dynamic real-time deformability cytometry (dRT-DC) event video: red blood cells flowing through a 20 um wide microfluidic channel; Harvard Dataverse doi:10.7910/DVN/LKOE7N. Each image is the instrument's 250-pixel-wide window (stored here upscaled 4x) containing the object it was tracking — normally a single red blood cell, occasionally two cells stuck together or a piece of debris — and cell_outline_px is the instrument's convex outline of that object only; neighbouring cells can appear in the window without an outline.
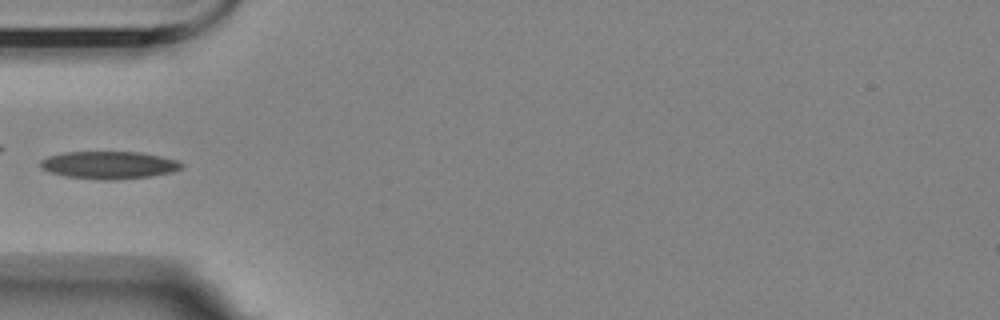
{"species": "Egyptian fruit bat (a non-hibernating species)", "species_latin": "Rousettus aegyptiacus", "temperature_condition": "room temperature", "stored_images_in_passage": 6, "camera_frame_rate_fps": 3000, "um_per_image_px": 0.085, "animal": {"sex": "female"}, "frame": {"image": 1, "passage_image": 6, "time_ms": 5.667, "image_size_px": [1000, 320], "cell_outline_px": [[184, 164], [180, 168], [172, 172], [152, 176], [112, 180], [100, 180], [64, 176], [40, 168], [40, 160], [48, 156], [64, 152], [140, 152], [160, 156], [176, 160]], "centroid_in_image_um": [9.24, 14.03], "position_along_channel_um": 75.8, "area_um2": 22.66}}